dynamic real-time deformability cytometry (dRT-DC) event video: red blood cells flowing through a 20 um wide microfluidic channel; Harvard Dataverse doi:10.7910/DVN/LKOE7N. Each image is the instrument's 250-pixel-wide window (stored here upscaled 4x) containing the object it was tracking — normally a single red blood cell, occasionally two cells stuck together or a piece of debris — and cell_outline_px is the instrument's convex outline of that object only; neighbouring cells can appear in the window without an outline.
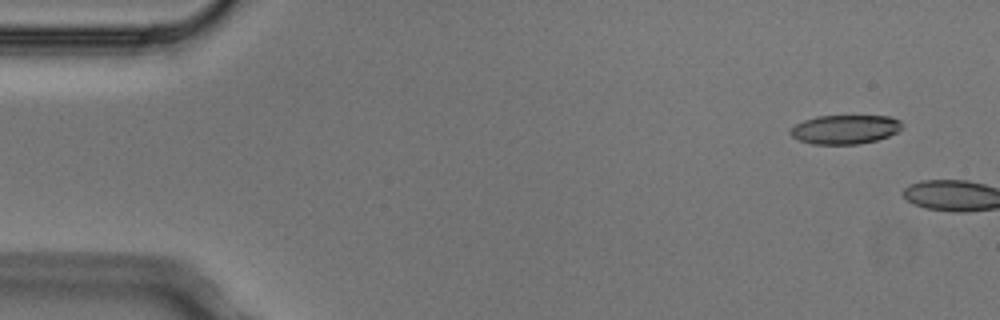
{"species": "Egyptian fruit bat (a non-hibernating species)", "species_latin": "Rousettus aegyptiacus", "temperature_condition": "cold", "stored_images_in_passage": 2, "camera_frame_rate_fps": 3000, "um_per_image_px": 0.085, "animal": {"sex": "male"}, "frame": {"image": 1, "passage_image": 1, "time_ms": 0.0, "image_size_px": [1000, 320], "cell_outline_px": [[904, 124], [900, 132], [876, 140], [860, 144], [812, 144], [800, 140], [792, 136], [788, 132], [796, 124], [804, 120], [816, 116], [892, 116], [900, 120]], "centroid_in_image_um": [71.88, 10.99], "position_along_channel_um": 13.1, "area_um2": 19.07}}